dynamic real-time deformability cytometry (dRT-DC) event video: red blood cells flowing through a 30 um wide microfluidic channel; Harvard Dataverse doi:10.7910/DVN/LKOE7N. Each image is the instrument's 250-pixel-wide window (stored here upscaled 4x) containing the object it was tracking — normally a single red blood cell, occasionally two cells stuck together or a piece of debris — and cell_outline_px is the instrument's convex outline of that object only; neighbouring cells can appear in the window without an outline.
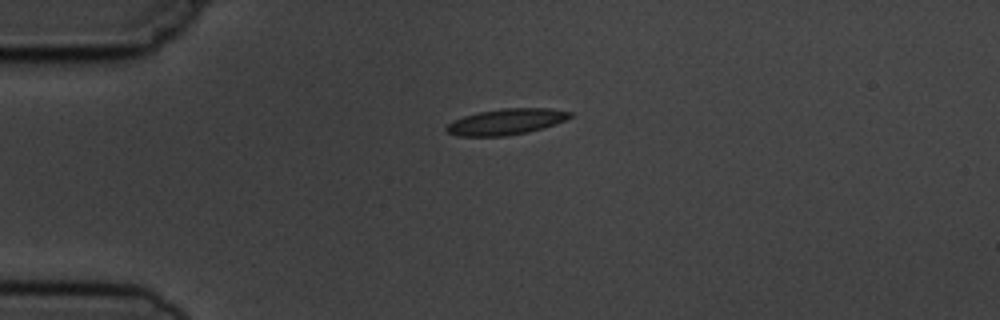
{"species": "common noctule bat (a hibernating species)", "species_latin": "Nyctalus noctula", "temperature_condition": "cold", "stored_images_in_passage": 2, "camera_frame_rate_fps": 3000, "um_per_image_px": 0.085, "animal": {"sex": "male", "body_mass_g": 19.5, "forearm_length_mm": 54.6}, "frame": {"image": 1, "passage_image": 1, "time_ms": 0.0, "image_size_px": [1000, 320], "cell_outline_px": [[572, 116], [556, 124], [528, 132], [508, 136], [460, 136], [448, 132], [444, 128], [452, 120], [464, 116], [480, 112], [500, 108], [552, 108], [572, 112]], "centroid_in_image_um": [43.03, 10.34], "position_along_channel_um": 42.0, "area_um2": 18.73}}